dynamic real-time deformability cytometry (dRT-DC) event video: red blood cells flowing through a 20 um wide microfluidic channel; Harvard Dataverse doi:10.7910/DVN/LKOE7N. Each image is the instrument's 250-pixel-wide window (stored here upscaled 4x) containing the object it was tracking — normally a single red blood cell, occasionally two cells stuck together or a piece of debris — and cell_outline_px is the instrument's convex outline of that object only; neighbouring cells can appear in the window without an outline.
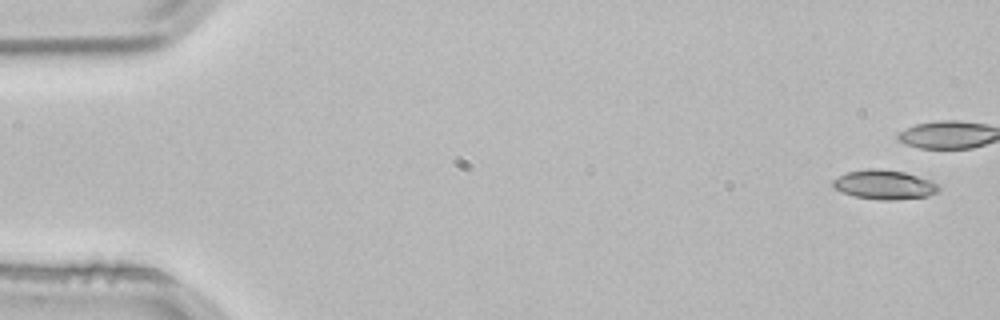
{"species": "common noctule bat (a hibernating species)", "species_latin": "Nyctalus noctula", "temperature_condition": "room temperature", "stored_images_in_passage": 4, "camera_frame_rate_fps": 3000, "um_per_image_px": 0.085, "animal": {"sex": "male", "body_mass_g": 21.5, "forearm_length_mm": 52.0}, "frame": {"image": 1, "passage_image": 1, "time_ms": 0.0, "image_size_px": [1000, 320], "cell_outline_px": [[940, 188], [936, 192], [928, 196], [896, 200], [880, 200], [856, 196], [840, 192], [832, 188], [832, 180], [848, 172], [868, 168], [880, 168], [904, 172], [932, 180]], "centroid_in_image_um": [75.15, 15.69], "position_along_channel_um": 9.9, "area_um2": 18.15}}
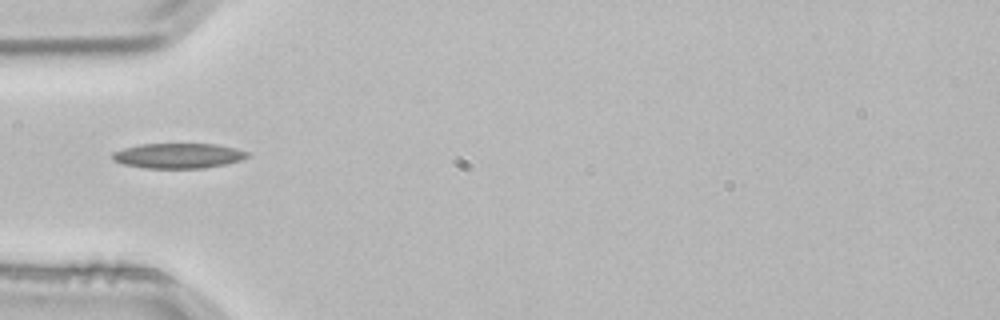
{"frame": {"image": 2, "passage_image": 4, "time_ms": 1.0, "image_size_px": [1000, 320], "cell_outline_px": [[248, 156], [240, 160], [224, 164], [204, 168], [144, 168], [124, 164], [112, 160], [112, 152], [124, 148], [140, 144], [216, 144], [236, 148], [248, 152]], "centroid_in_image_um": [15.13, 13.23], "position_along_channel_um": 69.9, "area_um2": 19.65}}